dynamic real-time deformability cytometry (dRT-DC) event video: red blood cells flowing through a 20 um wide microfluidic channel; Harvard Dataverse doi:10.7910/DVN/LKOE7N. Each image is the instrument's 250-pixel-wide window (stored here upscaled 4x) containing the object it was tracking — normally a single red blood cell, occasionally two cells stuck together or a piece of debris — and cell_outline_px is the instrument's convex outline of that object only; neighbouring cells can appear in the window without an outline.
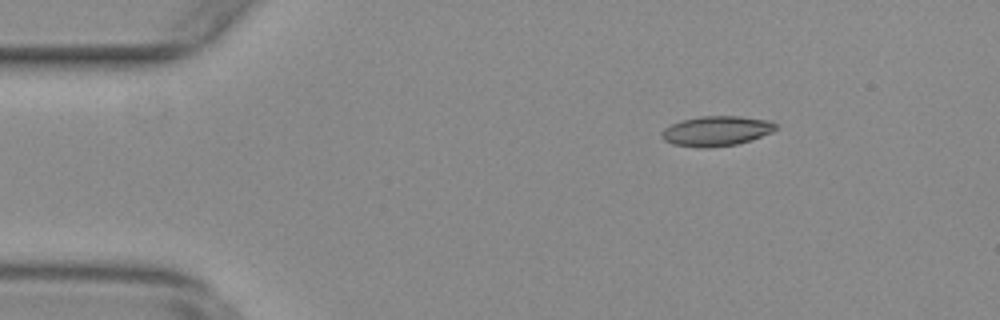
{"species": "common noctule bat (a hibernating species)", "species_latin": "Nyctalus noctula", "temperature_condition": "warm", "stored_images_in_passage": 52, "camera_frame_rate_fps": 3000, "um_per_image_px": 0.085, "animal": {"sex": "female", "body_mass_g": 29.2, "forearm_length_mm": 56.3}, "frame": {"image": 1, "passage_image": 6, "time_ms": 1.667, "image_size_px": [1000, 320], "cell_outline_px": [[776, 128], [772, 132], [752, 140], [736, 144], [708, 148], [700, 148], [672, 144], [664, 140], [660, 136], [660, 132], [664, 128], [672, 124], [684, 120], [700, 116], [740, 116], [768, 120], [776, 124]], "centroid_in_image_um": [60.87, 11.14], "position_along_channel_um": 24.1, "area_um2": 19.94}}
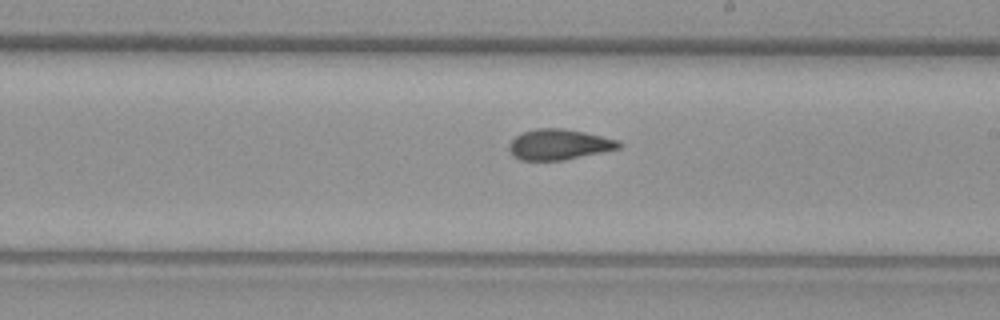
{"frame": {"image": 2, "passage_image": 29, "time_ms": 9.333, "image_size_px": [1000, 320], "cell_outline_px": [[624, 144], [620, 148], [564, 160], [520, 160], [512, 156], [508, 148], [508, 144], [520, 132], [536, 128], [564, 128], [584, 132], [620, 140]], "centroid_in_image_um": [47.5, 12.27], "position_along_channel_um": 241.5, "area_um2": 19.77}}
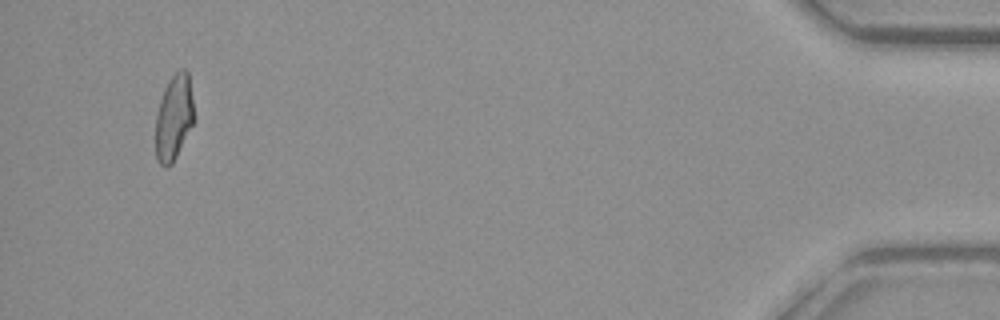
{"frame": {"image": 3, "passage_image": 50, "time_ms": 16.333, "image_size_px": [1000, 320], "cell_outline_px": [[192, 124], [172, 164], [168, 168], [164, 168], [160, 164], [156, 156], [156, 116], [160, 100], [164, 88], [168, 80], [180, 68], [184, 68], [188, 72], [192, 100]], "centroid_in_image_um": [14.75, 9.99], "position_along_channel_um": 420.5, "area_um2": 18.73}, "authors_computed_cell_mechanics": {"area_um2": 19.7387, "velocity_mm_per_s": 3.7667, "shape_relaxation_time_tau1_ms": 7.4205, "shape_relaxation_time_tau2_ms": 2.1127, "deformation_change_tau1": 0.22, "deformation_change_tau2": 0.0989}}